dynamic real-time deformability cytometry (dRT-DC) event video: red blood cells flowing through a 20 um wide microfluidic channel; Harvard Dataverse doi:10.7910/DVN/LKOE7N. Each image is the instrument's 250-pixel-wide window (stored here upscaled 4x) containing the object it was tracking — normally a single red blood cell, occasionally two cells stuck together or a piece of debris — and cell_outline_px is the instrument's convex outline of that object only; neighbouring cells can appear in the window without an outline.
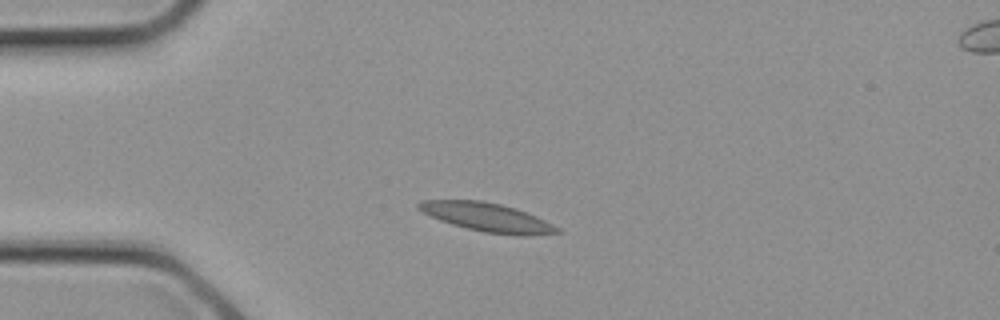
{"species": "common noctule bat (a hibernating species)", "species_latin": "Nyctalus noctula", "temperature_condition": "cold", "stored_images_in_passage": 2, "segment_of_instrument_passage": [1, 2], "camera_frame_rate_fps": 3000, "um_per_image_px": 0.085, "animal": {"sex": "female", "body_mass_g": 21.9}, "frame": {"image": 1, "passage_image": 1, "time_ms": 0.0, "image_size_px": [1000, 320], "cell_outline_px": [[564, 232], [524, 236], [516, 236], [484, 232], [452, 224], [440, 220], [416, 208], [416, 204], [420, 200], [480, 200], [500, 204], [516, 208], [536, 216], [560, 228]], "centroid_in_image_um": [41.43, 18.47], "position_along_channel_um": 43.6, "area_um2": 23.12}}